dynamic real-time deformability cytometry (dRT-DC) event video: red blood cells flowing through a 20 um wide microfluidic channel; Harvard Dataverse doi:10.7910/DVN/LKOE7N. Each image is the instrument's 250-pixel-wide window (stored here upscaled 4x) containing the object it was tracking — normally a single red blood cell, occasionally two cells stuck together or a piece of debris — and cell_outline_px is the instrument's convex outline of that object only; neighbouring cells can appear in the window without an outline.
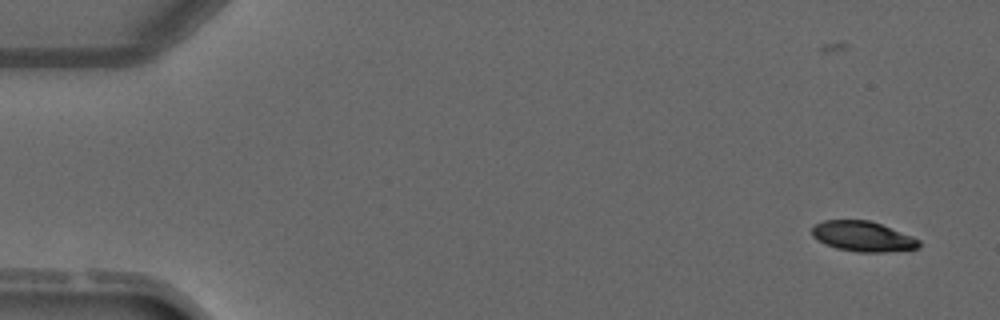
{"species": "common noctule bat (a hibernating species)", "species_latin": "Nyctalus noctula", "temperature_condition": "warm", "stored_images_in_passage": 3, "camera_frame_rate_fps": 3000, "um_per_image_px": 0.085, "animal": {"sex": "male", "forearm_length_mm": 52.5}, "frame": {"image": 1, "passage_image": 3, "time_ms": 3.0, "image_size_px": [1000, 320], "cell_outline_px": [[920, 248], [884, 252], [856, 252], [836, 248], [824, 244], [812, 236], [812, 228], [816, 224], [824, 220], [868, 220], [880, 224], [912, 236], [920, 240]], "centroid_in_image_um": [73.33, 20.1], "position_along_channel_um": 11.7, "area_um2": 18.79}}